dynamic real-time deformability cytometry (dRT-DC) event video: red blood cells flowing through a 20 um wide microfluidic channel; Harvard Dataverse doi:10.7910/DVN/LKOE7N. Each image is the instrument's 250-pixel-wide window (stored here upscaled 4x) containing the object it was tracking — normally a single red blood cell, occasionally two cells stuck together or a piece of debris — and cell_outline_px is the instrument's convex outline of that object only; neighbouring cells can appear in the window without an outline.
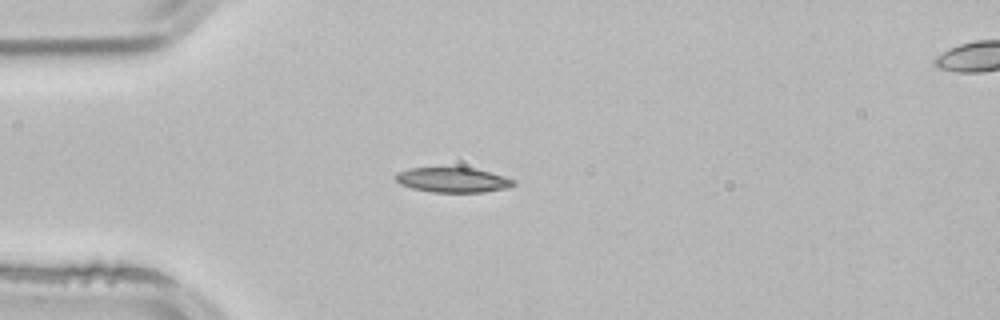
{"species": "common noctule bat (a hibernating species)", "species_latin": "Nyctalus noctula", "temperature_condition": "room temperature", "stored_images_in_passage": 2, "segment_of_instrument_passage": [1, 2], "camera_frame_rate_fps": 3000, "um_per_image_px": 0.085, "animal": {"sex": "male", "body_mass_g": 21.5, "forearm_length_mm": 52.0}, "frame": {"image": 1, "passage_image": 1, "time_ms": 0.0, "image_size_px": [1000, 320], "cell_outline_px": [[516, 184], [508, 188], [484, 192], [432, 192], [412, 188], [400, 184], [392, 176], [396, 172], [408, 168], [472, 168], [488, 172], [516, 180]], "centroid_in_image_um": [38.45, 15.3], "position_along_channel_um": 46.6, "area_um2": 17.11}}